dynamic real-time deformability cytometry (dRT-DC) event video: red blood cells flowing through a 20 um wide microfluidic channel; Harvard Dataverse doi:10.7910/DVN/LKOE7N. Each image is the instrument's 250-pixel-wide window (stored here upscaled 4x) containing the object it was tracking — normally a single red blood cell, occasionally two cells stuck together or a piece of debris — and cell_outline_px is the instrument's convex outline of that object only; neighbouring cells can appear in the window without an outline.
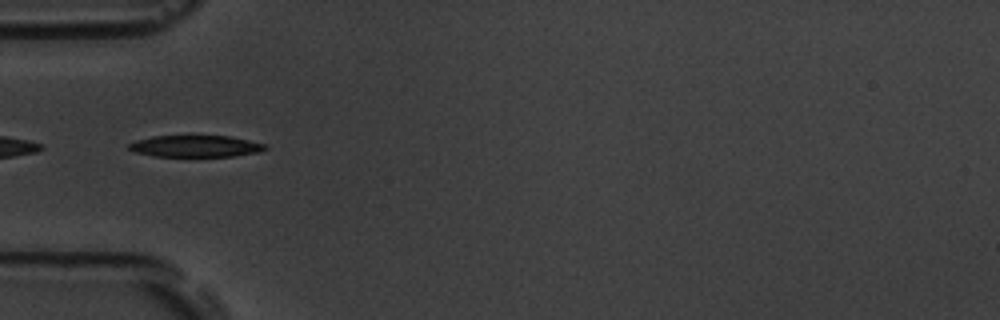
{"species": "common noctule bat (a hibernating species)", "species_latin": "Nyctalus noctula", "temperature_condition": "room temperature", "stored_images_in_passage": 20, "camera_frame_rate_fps": 3000, "um_per_image_px": 0.085, "animal": {"sex": "male", "body_mass_g": 19.5, "forearm_length_mm": 54.6}, "frame": {"image": 1, "passage_image": 18, "time_ms": 5.667, "image_size_px": [1000, 320], "cell_outline_px": [[268, 148], [260, 152], [232, 156], [152, 156], [136, 152], [128, 148], [128, 144], [136, 140], [152, 136], [228, 136], [248, 140], [264, 144]], "centroid_in_image_um": [16.61, 12.42], "position_along_channel_um": 68.4, "area_um2": 17.05}}